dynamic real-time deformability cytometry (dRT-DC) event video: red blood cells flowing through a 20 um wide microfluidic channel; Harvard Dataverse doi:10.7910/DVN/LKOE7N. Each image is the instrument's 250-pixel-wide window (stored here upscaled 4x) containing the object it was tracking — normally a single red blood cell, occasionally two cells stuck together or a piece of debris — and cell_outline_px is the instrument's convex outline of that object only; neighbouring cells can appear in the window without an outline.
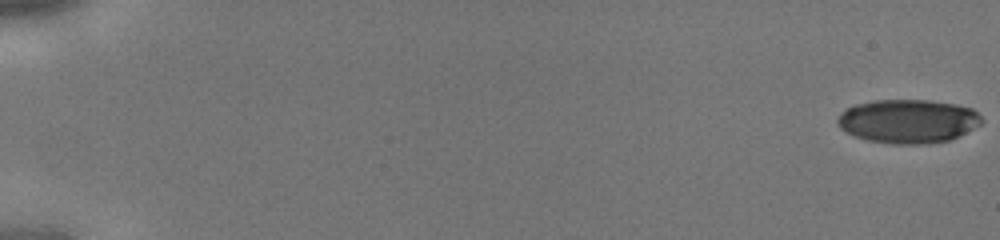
{"species": "human", "species_latin": "Homo sapiens", "temperature_condition": "cold", "stored_images_in_passage": 44, "camera_frame_rate_fps": 3000, "um_per_image_px": 0.085, "donor": {"sex": "male"}, "frame": {"image": 1, "passage_image": 1, "time_ms": 0.0, "image_size_px": [1000, 240], "cell_outline_px": [[984, 120], [980, 124], [948, 140], [928, 144], [892, 144], [868, 140], [856, 136], [840, 128], [836, 124], [836, 120], [848, 108], [856, 104], [872, 100], [928, 100], [956, 104], [972, 108]], "centroid_in_image_um": [77.18, 10.29], "position_along_channel_um": 7.8, "area_um2": 36.47}}
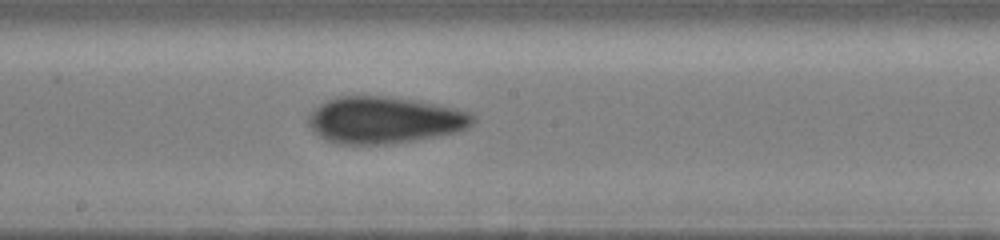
{"frame": {"image": 2, "passage_image": 26, "time_ms": 8.333, "image_size_px": [1000, 240], "cell_outline_px": [[476, 120], [468, 128], [456, 132], [416, 140], [384, 144], [340, 144], [324, 140], [308, 124], [308, 116], [320, 104], [328, 100], [340, 96], [384, 96], [412, 100], [452, 108], [468, 112], [476, 116]], "centroid_in_image_um": [32.67, 10.21], "position_along_channel_um": 215.5, "area_um2": 44.39}}
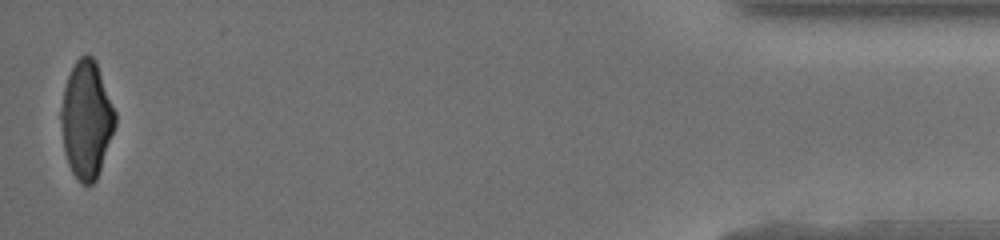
{"frame": {"image": 3, "passage_image": 44, "time_ms": 14.333, "image_size_px": [1000, 240], "cell_outline_px": [[116, 124], [96, 180], [92, 184], [84, 184], [72, 172], [68, 164], [64, 152], [60, 120], [60, 112], [64, 88], [68, 76], [76, 60], [80, 56], [88, 52], [96, 60], [116, 112]], "centroid_in_image_um": [7.35, 10.12], "position_along_channel_um": 427.9, "area_um2": 36.99}}